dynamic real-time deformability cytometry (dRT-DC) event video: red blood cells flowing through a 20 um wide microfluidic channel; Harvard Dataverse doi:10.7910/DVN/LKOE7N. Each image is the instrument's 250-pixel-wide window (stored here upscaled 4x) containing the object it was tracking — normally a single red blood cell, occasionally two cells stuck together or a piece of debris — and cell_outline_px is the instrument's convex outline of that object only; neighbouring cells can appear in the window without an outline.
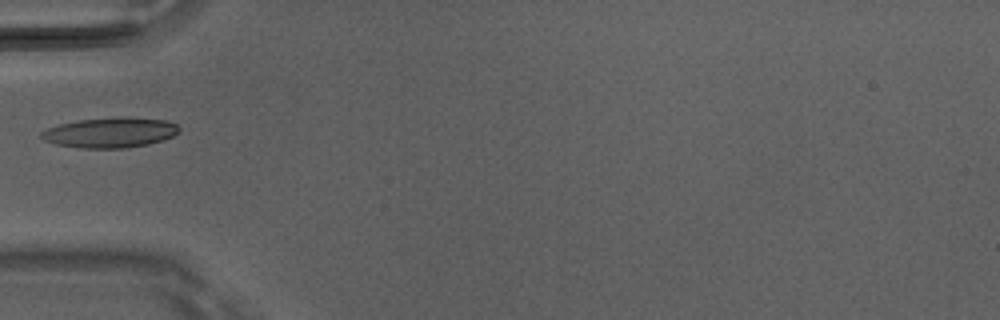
{"species": "Egyptian fruit bat (a non-hibernating species)", "species_latin": "Rousettus aegyptiacus", "temperature_condition": "room temperature", "stored_images_in_passage": 3, "camera_frame_rate_fps": 3000, "um_per_image_px": 0.085, "animal": {"sex": "male"}, "frame": {"image": 1, "passage_image": 3, "time_ms": 0.667, "image_size_px": [1000, 320], "cell_outline_px": [[180, 132], [164, 140], [148, 144], [124, 148], [84, 148], [56, 144], [44, 140], [40, 136], [40, 132], [48, 128], [60, 124], [76, 120], [164, 120], [176, 124], [180, 128]], "centroid_in_image_um": [9.33, 11.32], "position_along_channel_um": 75.7, "area_um2": 23.0}}